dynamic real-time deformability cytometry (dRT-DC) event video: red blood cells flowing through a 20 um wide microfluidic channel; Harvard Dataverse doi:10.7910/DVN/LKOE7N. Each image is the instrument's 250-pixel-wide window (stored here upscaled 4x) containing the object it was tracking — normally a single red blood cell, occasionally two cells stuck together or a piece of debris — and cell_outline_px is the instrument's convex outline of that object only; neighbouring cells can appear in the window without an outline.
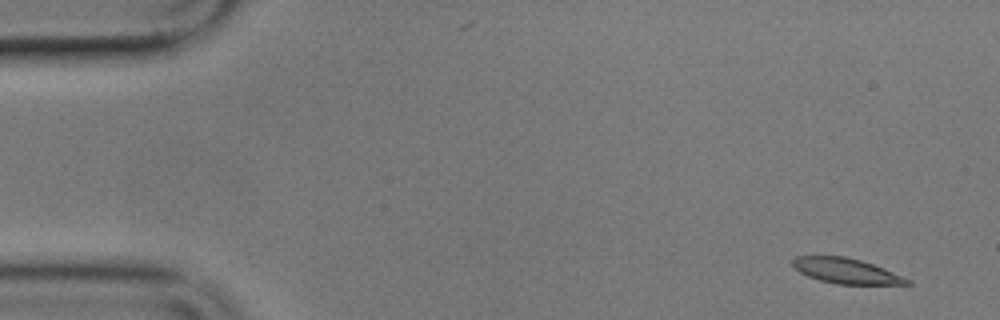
{"species": "common noctule bat (a hibernating species)", "species_latin": "Nyctalus noctula", "temperature_condition": "cold", "stored_images_in_passage": 5, "camera_frame_rate_fps": 3000, "um_per_image_px": 0.085, "animal": {"sex": "male", "body_mass_g": 17.9}, "frame": {"image": 1, "passage_image": 1, "time_ms": 0.0, "image_size_px": [1000, 320], "cell_outline_px": [[912, 284], [836, 284], [820, 280], [808, 276], [800, 272], [792, 264], [792, 260], [796, 256], [844, 256], [860, 260], [884, 268], [912, 280]], "centroid_in_image_um": [71.94, 23.03], "position_along_channel_um": 13.1, "area_um2": 16.7}}